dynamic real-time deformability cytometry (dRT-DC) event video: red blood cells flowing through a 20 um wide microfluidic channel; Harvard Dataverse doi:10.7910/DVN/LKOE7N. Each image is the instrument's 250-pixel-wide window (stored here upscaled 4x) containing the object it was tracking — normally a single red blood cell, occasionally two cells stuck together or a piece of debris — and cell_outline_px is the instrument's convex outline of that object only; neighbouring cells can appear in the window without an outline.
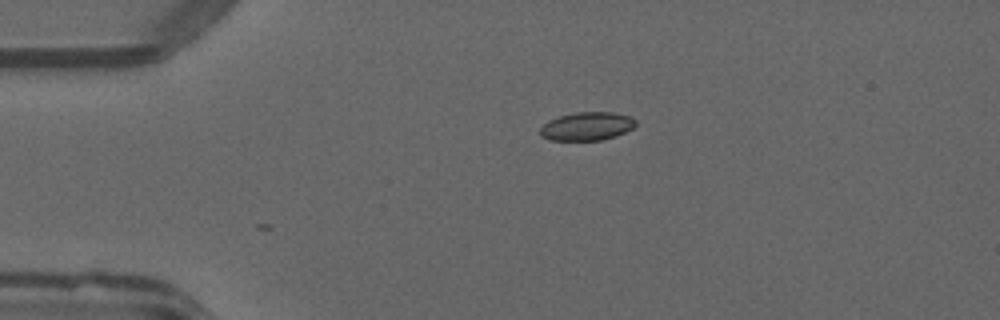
{"species": "common noctule bat (a hibernating species)", "species_latin": "Nyctalus noctula", "temperature_condition": "warm", "stored_images_in_passage": 38, "camera_frame_rate_fps": 3000, "um_per_image_px": 0.085, "animal": {"sex": "male", "forearm_length_mm": 52.5}, "frame": {"image": 1, "passage_image": 1, "time_ms": 0.0, "image_size_px": [1000, 320], "cell_outline_px": [[636, 124], [632, 128], [616, 136], [600, 140], [552, 140], [540, 136], [540, 128], [548, 120], [560, 116], [576, 112], [612, 112], [628, 116], [636, 120]], "centroid_in_image_um": [49.87, 10.73], "position_along_channel_um": 35.1, "area_um2": 15.66}}
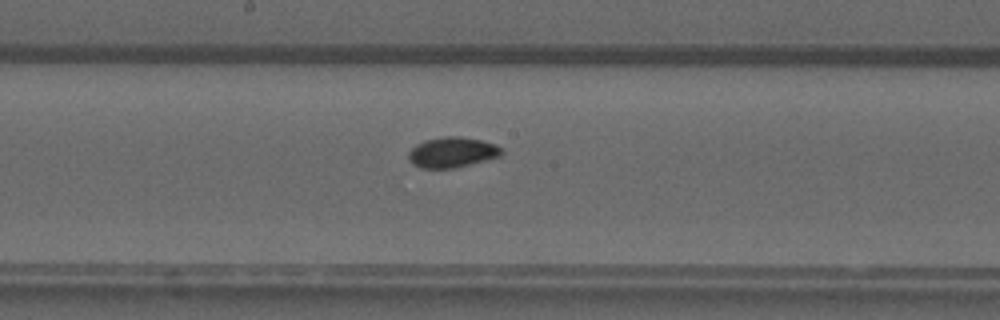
{"frame": {"image": 2, "passage_image": 17, "time_ms": 5.333, "image_size_px": [1000, 320], "cell_outline_px": [[504, 152], [500, 156], [452, 168], [420, 168], [412, 164], [408, 160], [408, 152], [416, 144], [424, 140], [444, 136], [460, 136], [480, 140], [496, 144]], "centroid_in_image_um": [38.39, 12.94], "position_along_channel_um": 209.8, "area_um2": 16.42}}
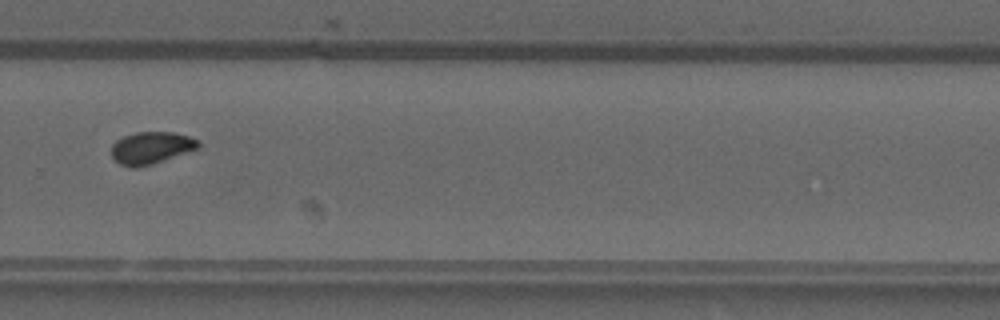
{"frame": {"image": 3, "passage_image": 25, "time_ms": 8.0, "image_size_px": [1000, 320], "cell_outline_px": [[200, 148], [152, 164], [136, 168], [132, 168], [120, 164], [112, 156], [112, 144], [116, 140], [124, 136], [136, 132], [172, 132], [188, 136], [200, 140]], "centroid_in_image_um": [12.87, 12.56], "position_along_channel_um": 316.9, "area_um2": 16.3}, "authors_computed_cell_mechanics": {"area_um2": 15.8661, "velocity_mm_per_s": 4.0388, "shape_relaxation_time_tau1_ms": null, "shape_relaxation_time_tau2_ms": 1.312, "deformation_change_tau1": null, "deformation_change_tau2": 0.0453}}